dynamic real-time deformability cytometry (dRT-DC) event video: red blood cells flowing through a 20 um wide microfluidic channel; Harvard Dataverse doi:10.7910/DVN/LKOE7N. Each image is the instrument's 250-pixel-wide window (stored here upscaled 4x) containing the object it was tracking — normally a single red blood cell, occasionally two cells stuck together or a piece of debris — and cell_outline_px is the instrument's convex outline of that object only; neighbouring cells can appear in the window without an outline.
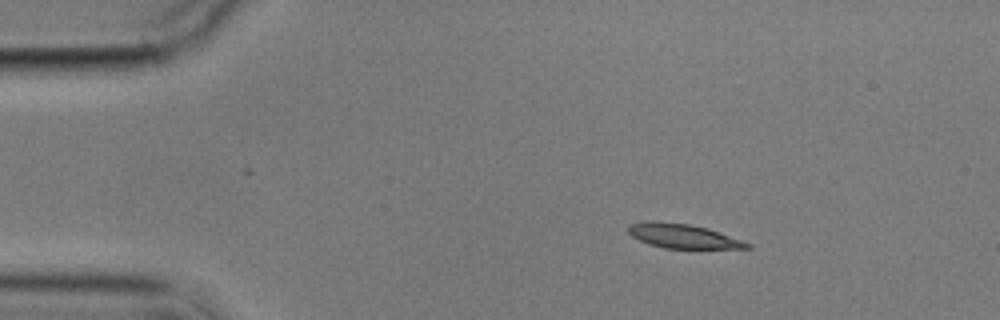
{"species": "common noctule bat (a hibernating species)", "species_latin": "Nyctalus noctula", "temperature_condition": "cold", "stored_images_in_passage": 3, "camera_frame_rate_fps": 3000, "um_per_image_px": 0.085, "animal": {"sex": "male", "body_mass_g": 17.9}, "frame": {"image": 1, "passage_image": 1, "time_ms": 0.0, "image_size_px": [1000, 320], "cell_outline_px": [[752, 248], [664, 248], [648, 244], [632, 236], [628, 232], [628, 228], [632, 224], [648, 220], [656, 220], [688, 224], [708, 228], [752, 244]], "centroid_in_image_um": [58.03, 20.06], "position_along_channel_um": 27.0, "area_um2": 16.7}}